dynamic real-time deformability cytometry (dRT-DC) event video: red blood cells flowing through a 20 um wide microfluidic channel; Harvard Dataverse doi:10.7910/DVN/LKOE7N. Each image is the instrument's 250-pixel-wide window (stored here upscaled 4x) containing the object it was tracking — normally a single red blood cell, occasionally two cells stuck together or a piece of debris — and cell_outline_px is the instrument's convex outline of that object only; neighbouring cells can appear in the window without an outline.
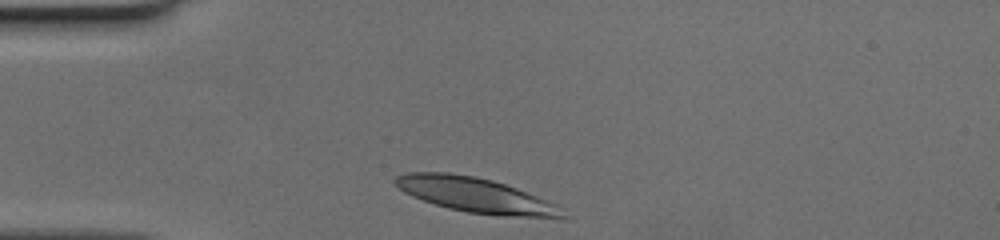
{"species": "human", "species_latin": "Homo sapiens", "temperature_condition": "cold", "stored_images_in_passage": 28, "camera_frame_rate_fps": 3000, "um_per_image_px": 0.085, "donor": {"sex": "female"}, "frame": {"image": 1, "passage_image": 1, "time_ms": 0.0, "image_size_px": [1000, 240], "cell_outline_px": [[568, 220], [560, 220], [504, 216], [468, 212], [448, 208], [412, 196], [404, 192], [392, 180], [396, 176], [408, 172], [448, 172], [476, 176], [492, 180], [516, 188], [556, 204]], "centroid_in_image_um": [40.49, 16.6], "position_along_channel_um": 44.5, "area_um2": 34.16}}
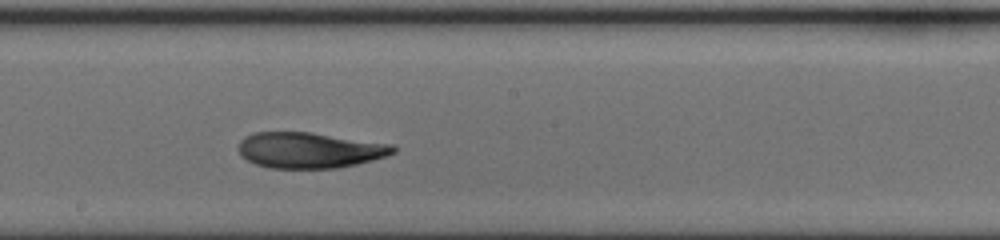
{"frame": {"image": 2, "passage_image": 16, "time_ms": 5.0, "image_size_px": [1000, 240], "cell_outline_px": [[396, 152], [384, 156], [356, 164], [336, 168], [272, 168], [256, 164], [248, 160], [240, 152], [240, 140], [244, 136], [252, 132], [312, 132], [392, 144], [396, 148]], "centroid_in_image_um": [26.31, 12.75], "position_along_channel_um": 221.9, "area_um2": 32.02}}
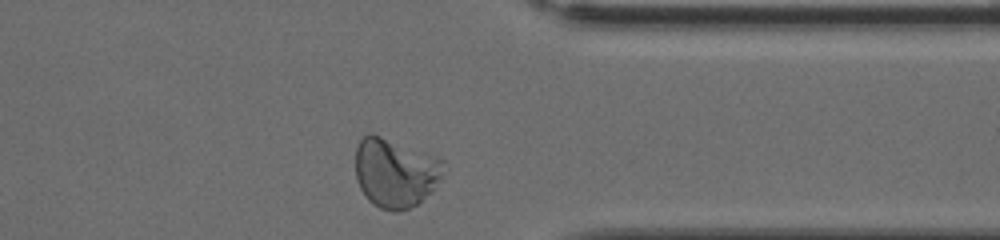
{"frame": {"image": 3, "passage_image": 28, "time_ms": 9.0, "image_size_px": [1000, 240], "cell_outline_px": [[448, 168], [432, 192], [416, 204], [408, 208], [396, 212], [392, 212], [380, 208], [372, 204], [368, 200], [360, 188], [356, 180], [356, 148], [360, 140], [368, 132], [372, 132], [436, 156], [444, 160]], "centroid_in_image_um": [33.62, 14.67], "position_along_channel_um": 377.8, "area_um2": 36.13}}